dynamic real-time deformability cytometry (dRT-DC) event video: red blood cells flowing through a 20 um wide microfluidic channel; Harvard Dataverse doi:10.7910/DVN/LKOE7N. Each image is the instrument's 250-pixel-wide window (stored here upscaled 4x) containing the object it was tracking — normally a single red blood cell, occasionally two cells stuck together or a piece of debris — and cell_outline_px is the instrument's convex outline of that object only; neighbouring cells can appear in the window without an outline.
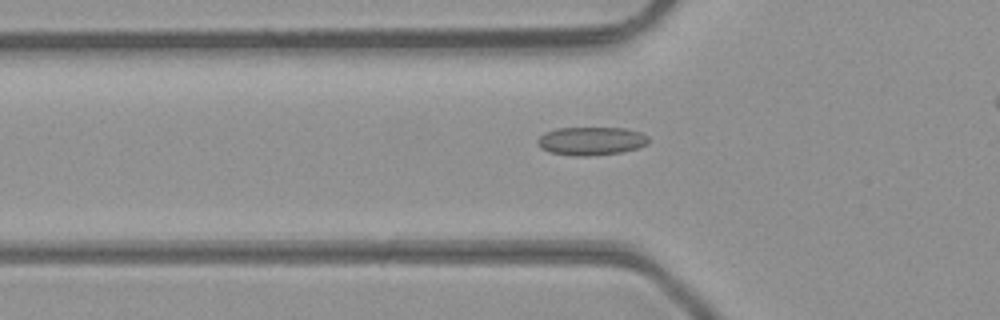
{"species": "common noctule bat (a hibernating species)", "species_latin": "Nyctalus noctula", "temperature_condition": "room temperature", "stored_images_in_passage": 38, "camera_frame_rate_fps": 3000, "um_per_image_px": 0.085, "animal": {"sex": "male", "body_mass_g": 23.1, "forearm_length_mm": 52.7}, "frame": {"image": 1, "passage_image": 13, "time_ms": 4.0, "image_size_px": [1000, 320], "cell_outline_px": [[648, 144], [624, 152], [588, 156], [572, 156], [548, 152], [540, 148], [536, 144], [536, 140], [544, 132], [556, 128], [624, 128], [640, 132], [648, 136]], "centroid_in_image_um": [50.2, 11.99], "position_along_channel_um": 75.6, "area_um2": 18.55}}
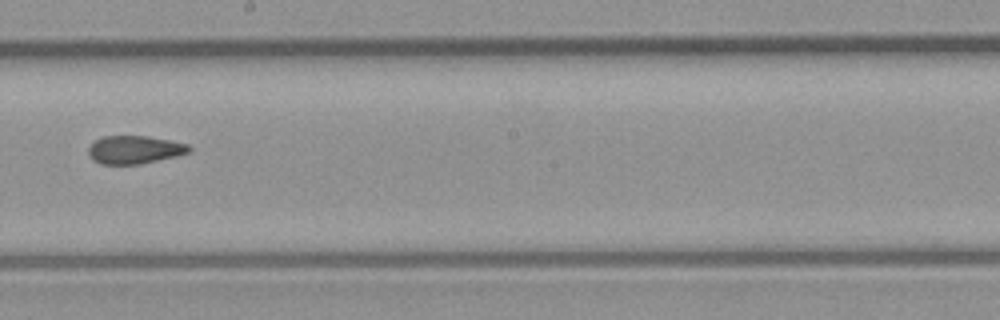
{"frame": {"image": 2, "passage_image": 24, "time_ms": 7.667, "image_size_px": [1000, 320], "cell_outline_px": [[192, 148], [188, 152], [176, 156], [140, 164], [100, 164], [92, 160], [88, 152], [88, 148], [96, 140], [104, 136], [148, 136], [188, 144]], "centroid_in_image_um": [11.42, 12.73], "position_along_channel_um": 236.8, "area_um2": 16.36}}
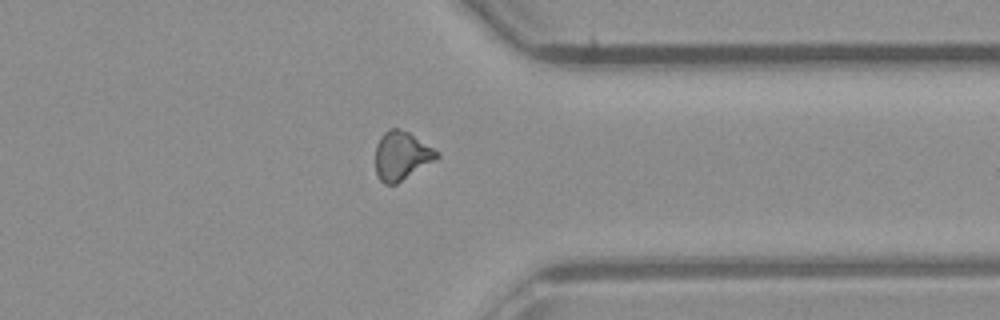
{"frame": {"image": 3, "passage_image": 34, "time_ms": 11.0, "image_size_px": [1000, 320], "cell_outline_px": [[440, 156], [436, 160], [396, 184], [384, 184], [380, 180], [376, 172], [376, 144], [380, 136], [388, 128], [396, 128], [408, 132], [440, 152]], "centroid_in_image_um": [34.13, 13.23], "position_along_channel_um": 377.3, "area_um2": 17.4}}